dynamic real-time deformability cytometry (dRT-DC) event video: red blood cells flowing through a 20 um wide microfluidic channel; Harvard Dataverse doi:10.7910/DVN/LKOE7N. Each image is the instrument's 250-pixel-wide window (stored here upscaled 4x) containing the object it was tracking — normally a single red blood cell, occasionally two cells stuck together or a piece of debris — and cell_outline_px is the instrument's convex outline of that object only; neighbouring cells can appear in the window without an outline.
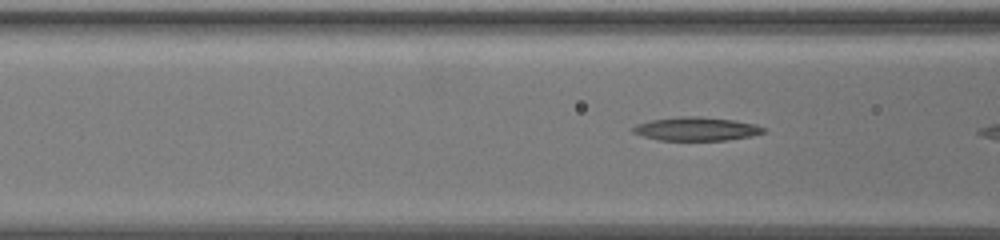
{"species": "common noctule bat (a hibernating species)", "species_latin": "Nyctalus noctula", "temperature_condition": "warm", "stored_images_in_passage": 5, "camera_frame_rate_fps": 3000, "um_per_image_px": 0.085, "animal": {"sex": "female", "body_mass_g": 19.5, "forearm_length_mm": 54.1}, "frame": {"image": 1, "passage_image": 4, "time_ms": 1.0, "image_size_px": [1000, 240], "cell_outline_px": [[768, 132], [752, 136], [728, 140], [660, 140], [644, 136], [632, 132], [632, 128], [636, 124], [652, 120], [680, 116], [700, 116], [736, 120], [756, 124], [764, 128]], "centroid_in_image_um": [59.25, 10.95], "position_along_channel_um": 107.4, "area_um2": 18.03}}